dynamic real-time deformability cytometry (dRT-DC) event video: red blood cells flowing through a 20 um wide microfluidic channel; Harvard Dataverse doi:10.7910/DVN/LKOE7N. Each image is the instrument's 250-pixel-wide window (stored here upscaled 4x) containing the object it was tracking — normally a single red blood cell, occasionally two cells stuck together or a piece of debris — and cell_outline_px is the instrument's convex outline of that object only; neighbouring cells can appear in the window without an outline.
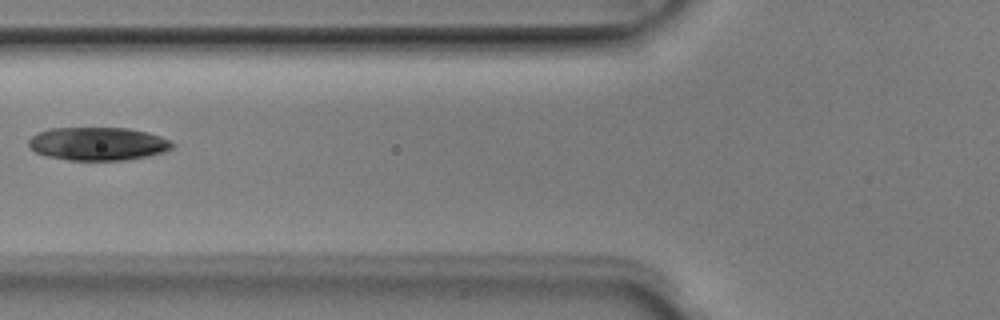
{"species": "Egyptian fruit bat (a non-hibernating species)", "species_latin": "Rousettus aegyptiacus", "temperature_condition": "room temperature", "stored_images_in_passage": 3, "camera_frame_rate_fps": 3000, "um_per_image_px": 0.085, "animal": {"sex": "male"}, "frame": {"image": 1, "passage_image": 2, "time_ms": 0.333, "image_size_px": [1000, 320], "cell_outline_px": [[176, 144], [172, 148], [164, 152], [148, 156], [128, 160], [68, 160], [44, 156], [28, 148], [28, 140], [32, 136], [40, 132], [52, 128], [128, 128], [148, 132], [160, 136]], "centroid_in_image_um": [8.32, 12.23], "position_along_channel_um": 117.5, "area_um2": 27.98}}
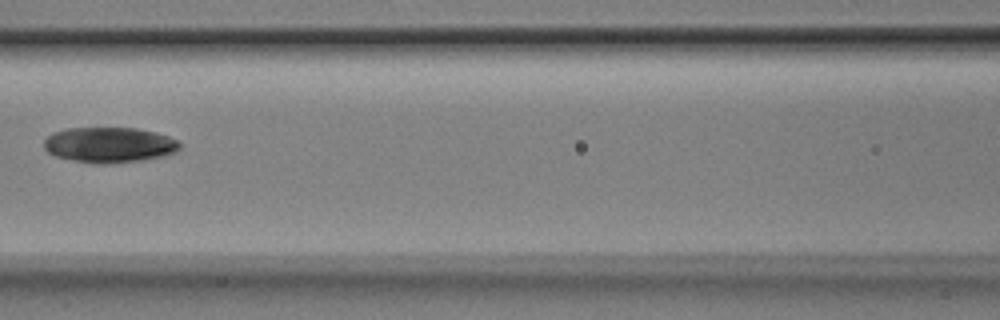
{"frame": {"image": 2, "passage_image": 3, "time_ms": 0.667, "image_size_px": [1000, 320], "cell_outline_px": [[180, 148], [176, 152], [164, 156], [144, 160], [112, 164], [92, 164], [72, 160], [56, 156], [48, 152], [44, 148], [44, 140], [48, 136], [56, 132], [68, 128], [136, 128], [156, 132], [168, 136], [176, 140], [180, 144]], "centroid_in_image_um": [9.31, 12.33], "position_along_channel_um": 157.3, "area_um2": 28.21}}